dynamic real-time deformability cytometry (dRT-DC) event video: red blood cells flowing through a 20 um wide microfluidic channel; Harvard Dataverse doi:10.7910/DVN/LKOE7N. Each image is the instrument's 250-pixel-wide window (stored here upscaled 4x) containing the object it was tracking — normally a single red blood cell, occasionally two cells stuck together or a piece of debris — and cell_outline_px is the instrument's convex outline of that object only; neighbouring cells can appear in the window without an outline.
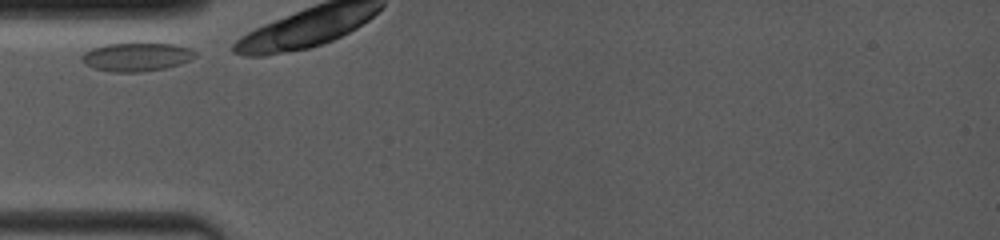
{"species": "common noctule bat (a hibernating species)", "species_latin": "Nyctalus noctula", "temperature_condition": "room temperature", "stored_images_in_passage": 11, "camera_frame_rate_fps": 4000, "um_per_image_px": 0.085, "animal": {"sex": "female", "body_mass_g": 19.0, "forearm_length_mm": 53.3}, "frame": {"image": 1, "passage_image": 1, "time_ms": 0.0, "image_size_px": [1000, 240], "cell_outline_px": [[196, 56], [180, 64], [164, 68], [140, 72], [116, 72], [92, 68], [84, 64], [80, 60], [80, 56], [84, 52], [92, 48], [104, 44], [176, 44], [192, 48], [196, 52]], "centroid_in_image_um": [11.58, 4.84], "position_along_channel_um": 73.4, "area_um2": 18.84}}